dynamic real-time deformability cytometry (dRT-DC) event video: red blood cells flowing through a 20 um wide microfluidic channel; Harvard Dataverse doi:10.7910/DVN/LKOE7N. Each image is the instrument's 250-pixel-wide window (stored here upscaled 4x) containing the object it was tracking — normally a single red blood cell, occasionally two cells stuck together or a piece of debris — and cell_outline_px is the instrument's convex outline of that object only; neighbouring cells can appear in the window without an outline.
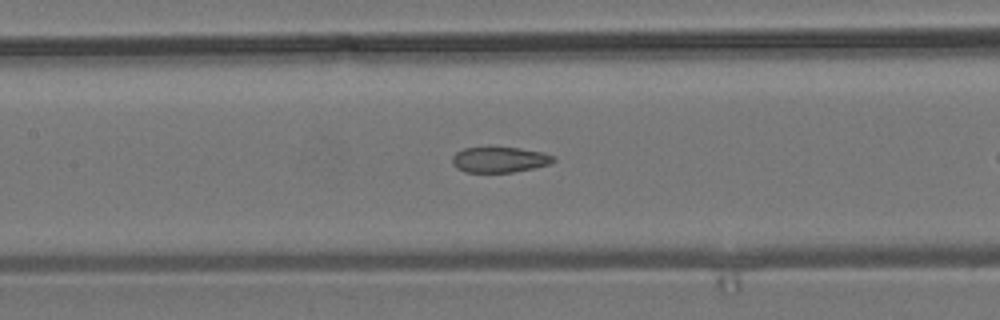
{"species": "common noctule bat (a hibernating species)", "species_latin": "Nyctalus noctula", "temperature_condition": "room temperature", "stored_images_in_passage": 40, "camera_frame_rate_fps": 3000, "um_per_image_px": 0.085, "animal": {"sex": "male", "body_mass_g": 19.2, "forearm_length_mm": 51.8}, "frame": {"image": 1, "passage_image": 18, "time_ms": 5.667, "image_size_px": [1000, 320], "cell_outline_px": [[556, 160], [548, 164], [532, 168], [512, 172], [464, 172], [456, 168], [452, 164], [452, 156], [456, 152], [464, 148], [520, 148], [544, 152], [556, 156]], "centroid_in_image_um": [42.46, 13.57], "position_along_channel_um": 164.9, "area_um2": 15.03}}
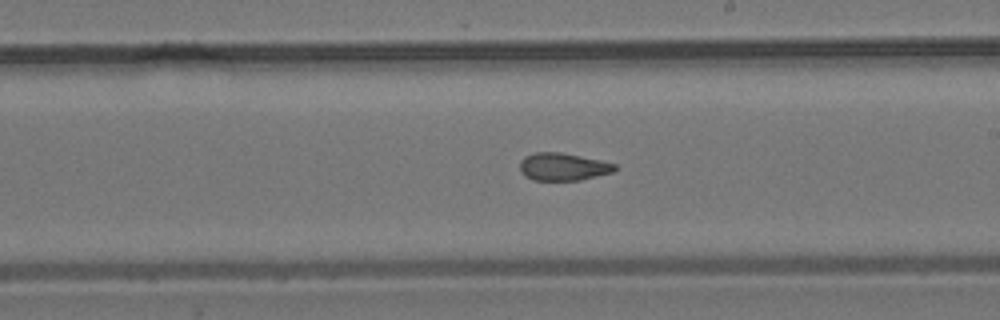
{"frame": {"image": 2, "passage_image": 24, "time_ms": 7.667, "image_size_px": [1000, 320], "cell_outline_px": [[616, 168], [612, 172], [580, 180], [532, 180], [524, 176], [520, 172], [520, 160], [524, 156], [536, 152], [560, 152], [600, 160], [616, 164]], "centroid_in_image_um": [47.81, 14.17], "position_along_channel_um": 241.2, "area_um2": 15.26}}
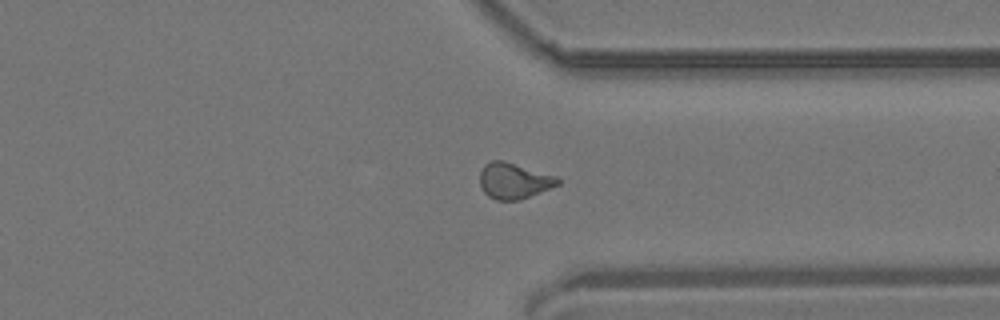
{"frame": {"image": 3, "passage_image": 34, "time_ms": 11.0, "image_size_px": [1000, 320], "cell_outline_px": [[560, 184], [528, 196], [516, 200], [496, 200], [488, 196], [480, 188], [480, 172], [484, 164], [492, 160], [504, 160], [556, 176], [560, 180]], "centroid_in_image_um": [43.64, 15.35], "position_along_channel_um": 367.8, "area_um2": 16.18}}